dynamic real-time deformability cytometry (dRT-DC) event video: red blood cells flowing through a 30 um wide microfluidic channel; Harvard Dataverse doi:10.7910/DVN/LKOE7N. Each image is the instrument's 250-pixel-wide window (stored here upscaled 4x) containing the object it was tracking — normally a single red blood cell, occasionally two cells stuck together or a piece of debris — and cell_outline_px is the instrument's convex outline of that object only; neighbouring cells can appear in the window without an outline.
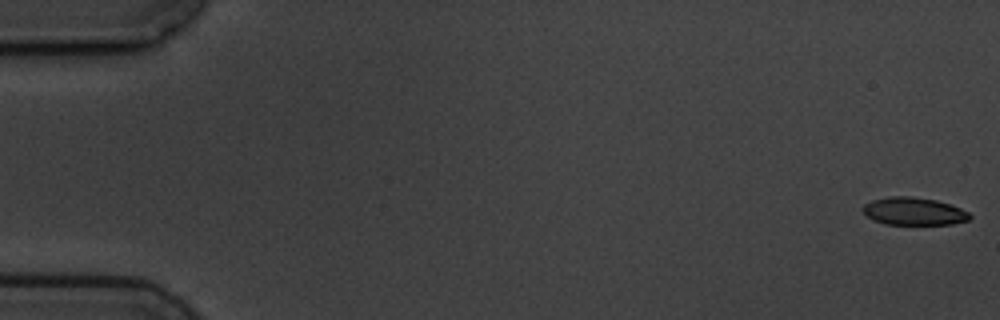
{"species": "common noctule bat (a hibernating species)", "species_latin": "Nyctalus noctula", "temperature_condition": "cold", "stored_images_in_passage": 4, "camera_frame_rate_fps": 3000, "um_per_image_px": 0.085, "animal": {"sex": "male", "body_mass_g": 19.5, "forearm_length_mm": 54.6}, "frame": {"image": 1, "passage_image": 1, "time_ms": 0.0, "image_size_px": [1000, 320], "cell_outline_px": [[972, 216], [968, 220], [952, 224], [884, 224], [872, 220], [860, 208], [864, 204], [872, 200], [888, 196], [908, 196], [936, 200], [960, 208], [968, 212]], "centroid_in_image_um": [77.63, 17.96], "position_along_channel_um": 7.4, "area_um2": 17.22}}